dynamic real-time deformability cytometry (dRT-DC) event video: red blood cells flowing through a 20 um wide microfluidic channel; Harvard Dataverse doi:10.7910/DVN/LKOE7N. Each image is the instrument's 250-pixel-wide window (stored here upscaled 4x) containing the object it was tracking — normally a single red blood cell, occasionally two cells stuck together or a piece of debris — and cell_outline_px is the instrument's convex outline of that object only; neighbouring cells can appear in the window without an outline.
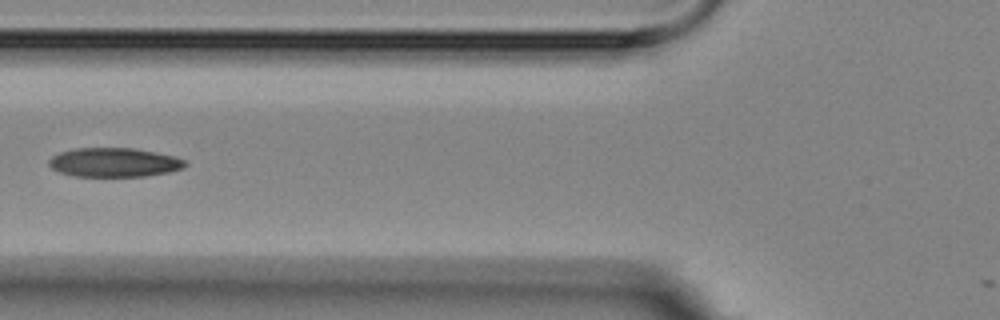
{"species": "Egyptian fruit bat (a non-hibernating species)", "species_latin": "Rousettus aegyptiacus", "temperature_condition": "room temperature", "stored_images_in_passage": 11, "camera_frame_rate_fps": 3000, "um_per_image_px": 0.085, "animal": {"sex": "female"}, "frame": {"image": 1, "passage_image": 6, "time_ms": 7.0, "image_size_px": [1000, 320], "cell_outline_px": [[188, 164], [184, 168], [168, 172], [144, 176], [72, 176], [60, 172], [52, 168], [48, 164], [48, 160], [52, 156], [60, 152], [72, 148], [132, 148], [156, 152], [172, 156], [184, 160]], "centroid_in_image_um": [9.67, 13.8], "position_along_channel_um": 116.1, "area_um2": 23.06}}
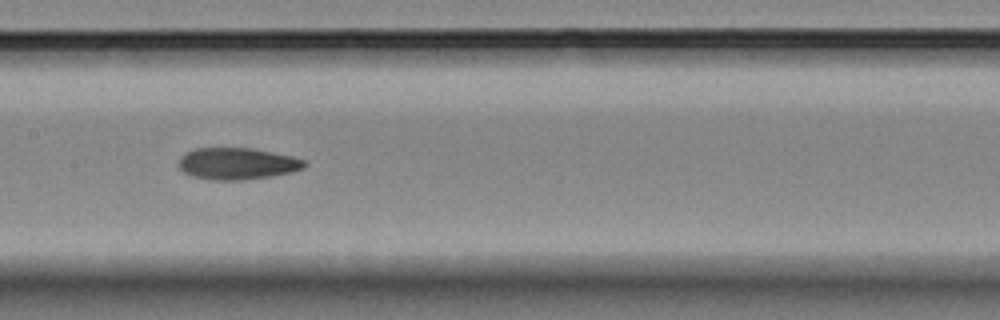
{"frame": {"image": 2, "passage_image": 8, "time_ms": 9.0, "image_size_px": [1000, 320], "cell_outline_px": [[308, 164], [304, 168], [292, 172], [268, 176], [240, 180], [212, 180], [192, 176], [184, 172], [180, 168], [180, 156], [184, 152], [196, 148], [252, 148], [292, 156], [304, 160]], "centroid_in_image_um": [20.16, 13.9], "position_along_channel_um": 187.2, "area_um2": 23.18}}
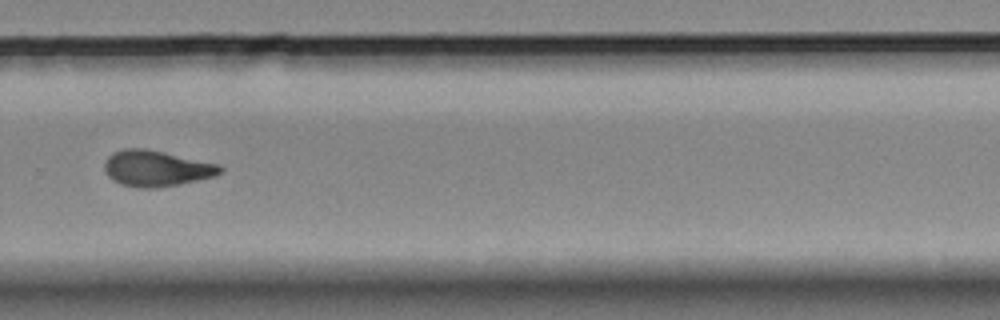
{"frame": {"image": 3, "passage_image": 11, "time_ms": 12.667, "image_size_px": [1000, 320], "cell_outline_px": [[224, 168], [216, 176], [180, 184], [156, 188], [140, 188], [120, 184], [112, 180], [108, 176], [104, 168], [104, 164], [108, 156], [112, 152], [124, 148], [144, 148], [164, 152], [220, 164]], "centroid_in_image_um": [13.28, 14.31], "position_along_channel_um": 316.5, "area_um2": 24.39}}